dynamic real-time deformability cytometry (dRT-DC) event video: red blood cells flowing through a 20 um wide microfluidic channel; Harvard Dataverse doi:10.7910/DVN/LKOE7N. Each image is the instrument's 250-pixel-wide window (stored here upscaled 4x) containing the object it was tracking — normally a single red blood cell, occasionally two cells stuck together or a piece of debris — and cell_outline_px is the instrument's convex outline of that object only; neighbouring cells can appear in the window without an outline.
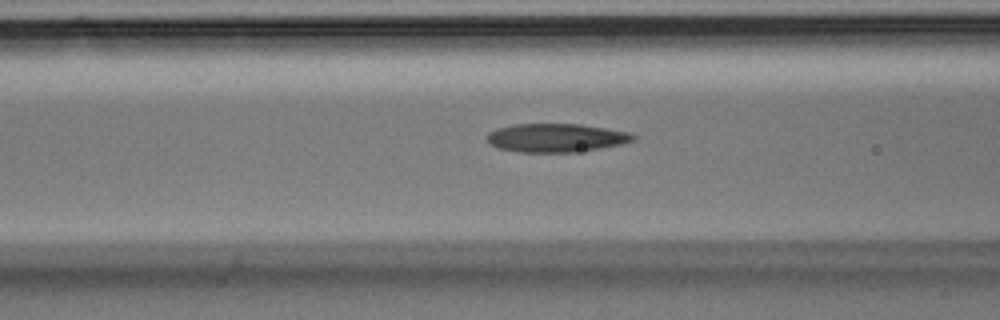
{"species": "Egyptian fruit bat (a non-hibernating species)", "species_latin": "Rousettus aegyptiacus", "temperature_condition": "room temperature", "stored_images_in_passage": 28, "camera_frame_rate_fps": 3000, "um_per_image_px": 0.085, "animal": {"sex": "male"}, "frame": {"image": 1, "passage_image": 5, "time_ms": 1.333, "image_size_px": [1000, 320], "cell_outline_px": [[636, 140], [620, 144], [600, 148], [572, 152], [520, 152], [500, 148], [492, 144], [488, 140], [488, 132], [512, 124], [580, 124], [628, 132], [636, 136]], "centroid_in_image_um": [47.29, 11.71], "position_along_channel_um": 119.3, "area_um2": 23.93}}
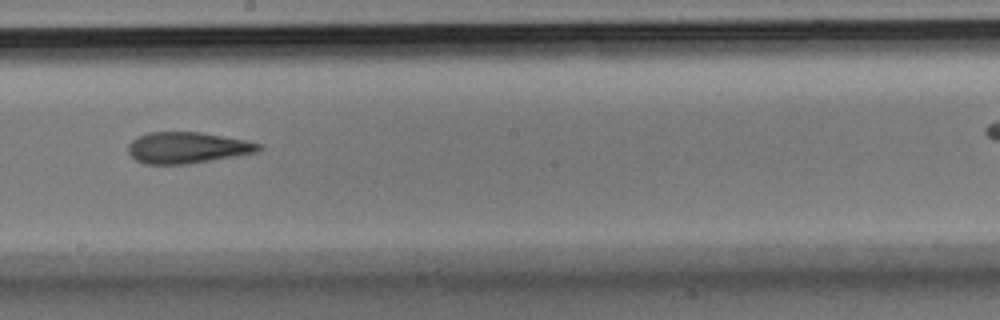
{"frame": {"image": 2, "passage_image": 13, "time_ms": 4.0, "image_size_px": [1000, 320], "cell_outline_px": [[264, 148], [256, 152], [188, 164], [144, 164], [136, 160], [128, 152], [128, 144], [132, 140], [148, 132], [200, 132], [244, 140], [260, 144]], "centroid_in_image_um": [15.89, 12.55], "position_along_channel_um": 232.3, "area_um2": 23.52}}
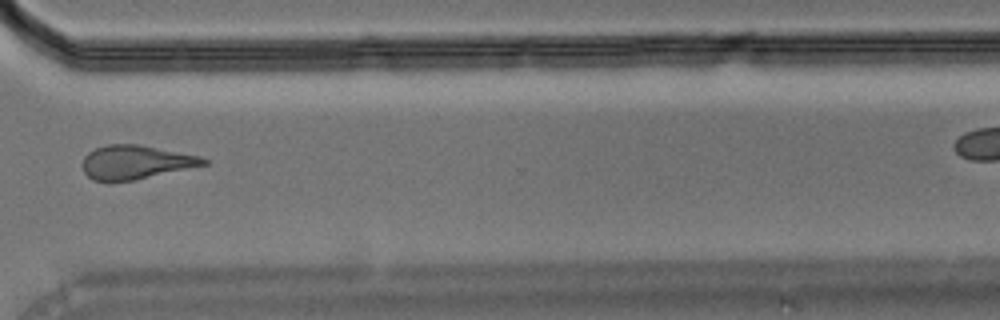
{"frame": {"image": 3, "passage_image": 22, "time_ms": 7.0, "image_size_px": [1000, 320], "cell_outline_px": [[208, 164], [132, 180], [92, 180], [84, 172], [84, 156], [88, 152], [96, 148], [108, 144], [136, 144], [200, 156], [208, 160]], "centroid_in_image_um": [11.53, 13.77], "position_along_channel_um": 359.1, "area_um2": 23.24}}